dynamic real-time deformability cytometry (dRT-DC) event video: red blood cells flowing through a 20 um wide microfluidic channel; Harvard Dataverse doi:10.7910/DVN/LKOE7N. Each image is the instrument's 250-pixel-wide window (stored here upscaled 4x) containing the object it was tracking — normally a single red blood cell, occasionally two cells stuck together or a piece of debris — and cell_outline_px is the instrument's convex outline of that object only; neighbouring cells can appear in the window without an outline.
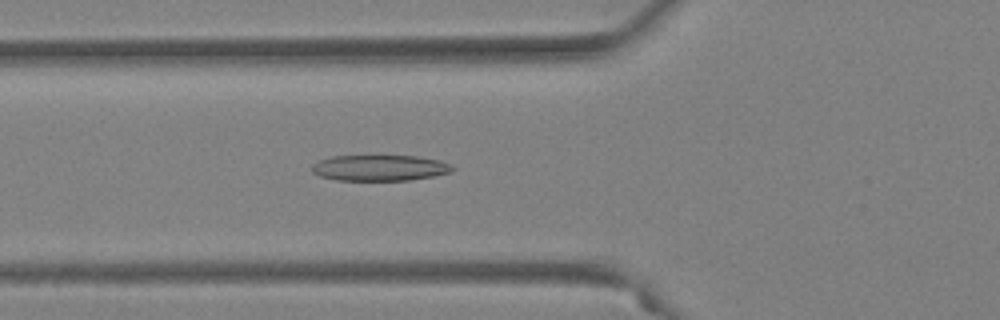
{"species": "Egyptian fruit bat (a non-hibernating species)", "species_latin": "Rousettus aegyptiacus", "temperature_condition": "warm", "stored_images_in_passage": 48, "camera_frame_rate_fps": 3000, "um_per_image_px": 0.085, "animal": {"sex": "female"}, "frame": {"image": 1, "passage_image": 15, "time_ms": 4.667, "image_size_px": [1000, 320], "cell_outline_px": [[456, 168], [452, 172], [432, 176], [408, 180], [336, 180], [320, 176], [312, 172], [312, 164], [320, 160], [332, 156], [416, 156], [440, 160], [452, 164]], "centroid_in_image_um": [32.31, 14.27], "position_along_channel_um": 93.5, "area_um2": 21.21}}
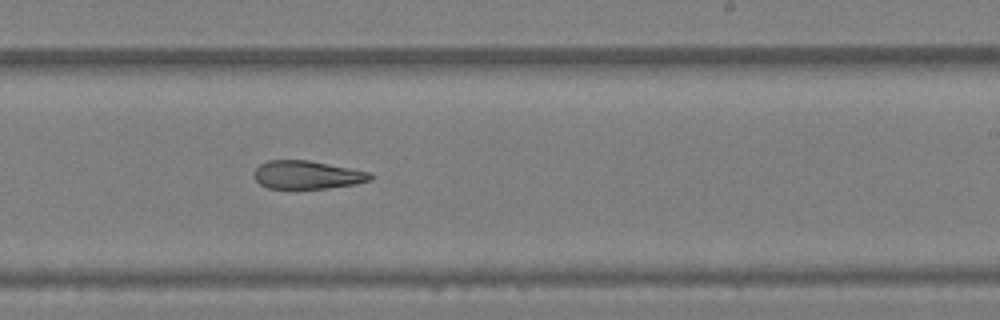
{"frame": {"image": 2, "passage_image": 28, "time_ms": 9.0, "image_size_px": [1000, 320], "cell_outline_px": [[372, 180], [356, 184], [328, 188], [268, 188], [260, 184], [256, 180], [256, 168], [260, 164], [268, 160], [308, 160], [372, 172]], "centroid_in_image_um": [26.16, 14.86], "position_along_channel_um": 262.8, "area_um2": 19.02}}
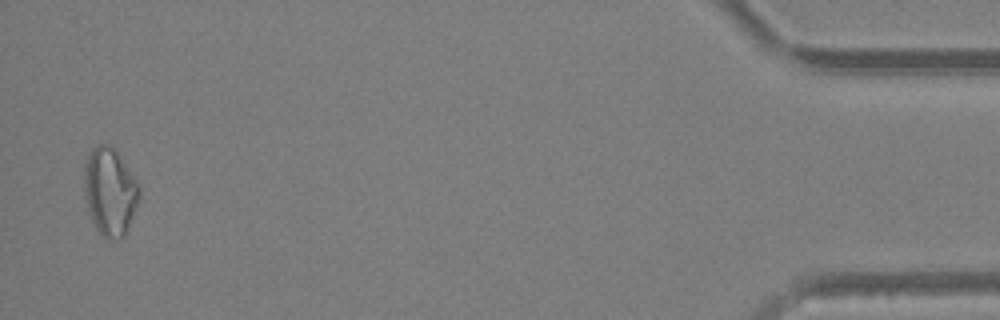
{"frame": {"image": 3, "passage_image": 47, "time_ms": 15.333, "image_size_px": [1000, 320], "cell_outline_px": [[140, 200], [124, 236], [120, 240], [108, 240], [96, 228], [92, 220], [84, 200], [84, 168], [88, 156], [92, 148], [96, 144], [112, 144], [116, 148], [136, 180], [140, 188]], "centroid_in_image_um": [9.35, 16.27], "position_along_channel_um": 425.9, "area_um2": 28.61}, "authors_computed_cell_mechanics": {"area_um2": 21.9929, "velocity_mm_per_s": 3.9079, "shape_relaxation_time_tau1_ms": null, "shape_relaxation_time_tau2_ms": 4.5761, "deformation_change_tau1": null, "deformation_change_tau2": 0.1435}}